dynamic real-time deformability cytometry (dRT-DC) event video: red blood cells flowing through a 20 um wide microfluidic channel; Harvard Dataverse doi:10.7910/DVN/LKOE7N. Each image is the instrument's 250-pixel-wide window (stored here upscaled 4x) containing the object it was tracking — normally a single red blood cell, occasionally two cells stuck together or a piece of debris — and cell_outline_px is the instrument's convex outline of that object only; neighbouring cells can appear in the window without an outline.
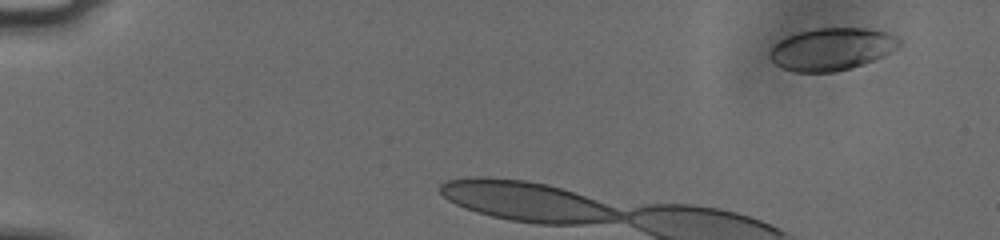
{"species": "human", "species_latin": "Homo sapiens", "temperature_condition": "cold", "stored_images_in_passage": 14, "camera_frame_rate_fps": 3000, "um_per_image_px": 0.085, "donor": {"sex": "male"}, "frame": {"image": 1, "passage_image": 5, "time_ms": 1.333, "image_size_px": [1000, 240], "cell_outline_px": [[900, 44], [896, 48], [864, 64], [852, 68], [836, 72], [796, 72], [780, 68], [768, 56], [768, 52], [772, 44], [788, 36], [800, 32], [816, 28], [868, 28], [888, 32], [896, 36], [900, 40]], "centroid_in_image_um": [70.65, 4.17], "position_along_channel_um": 14.4, "area_um2": 32.02}}
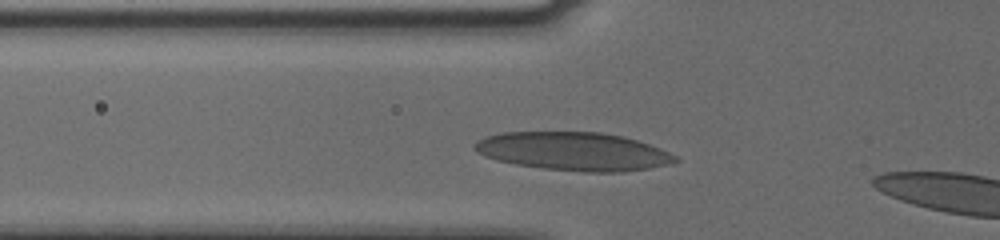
{"frame": {"image": 2, "passage_image": 12, "time_ms": 3.667, "image_size_px": [1000, 240], "cell_outline_px": [[680, 160], [672, 164], [648, 168], [620, 172], [584, 172], [544, 168], [516, 164], [496, 160], [484, 156], [476, 152], [472, 148], [472, 144], [476, 140], [484, 136], [500, 132], [600, 132], [624, 136], [660, 148], [676, 156]], "centroid_in_image_um": [48.71, 12.86], "position_along_channel_um": 77.1, "area_um2": 45.08}}